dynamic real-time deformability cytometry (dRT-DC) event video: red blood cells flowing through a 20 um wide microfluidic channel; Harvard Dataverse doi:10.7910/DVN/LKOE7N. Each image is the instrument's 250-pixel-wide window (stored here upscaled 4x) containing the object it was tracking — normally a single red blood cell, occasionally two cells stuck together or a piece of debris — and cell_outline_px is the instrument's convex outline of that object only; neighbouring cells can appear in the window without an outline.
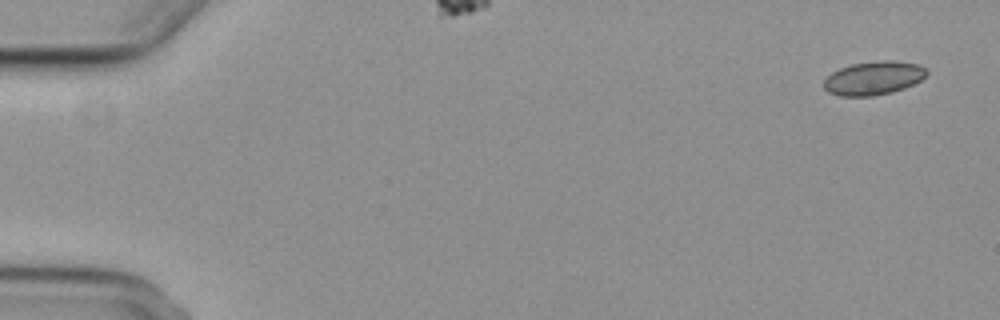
{"species": "common noctule bat (a hibernating species)", "species_latin": "Nyctalus noctula", "temperature_condition": "cold", "stored_images_in_passage": 5, "camera_frame_rate_fps": 3000, "um_per_image_px": 0.085, "animal": {"sex": "female", "body_mass_g": 29.2, "forearm_length_mm": 56.3}, "frame": {"image": 1, "passage_image": 1, "time_ms": 0.0, "image_size_px": [1000, 320], "cell_outline_px": [[928, 72], [920, 80], [904, 88], [892, 92], [872, 96], [840, 96], [828, 92], [824, 88], [824, 80], [832, 72], [840, 68], [852, 64], [880, 60], [892, 60], [920, 64]], "centroid_in_image_um": [74.24, 6.63], "position_along_channel_um": 10.8, "area_um2": 20.06}}
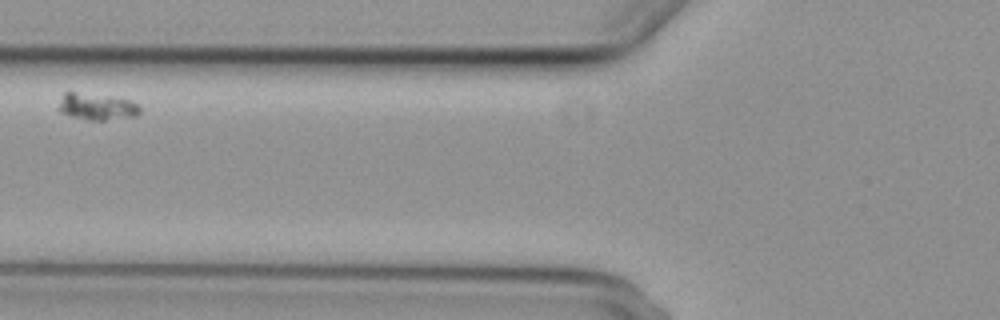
{"frame": {"image": 2, "passage_image": 3, "time_ms": 3.333, "image_size_px": [1000, 320], "cell_outline_px": [[140, 112], [136, 116], [104, 120], [88, 120], [72, 116], [60, 112], [56, 108], [64, 92], [72, 92], [108, 96], [132, 100], [140, 104]], "centroid_in_image_um": [8.24, 9.06], "position_along_channel_um": 117.6, "area_um2": 12.72}}